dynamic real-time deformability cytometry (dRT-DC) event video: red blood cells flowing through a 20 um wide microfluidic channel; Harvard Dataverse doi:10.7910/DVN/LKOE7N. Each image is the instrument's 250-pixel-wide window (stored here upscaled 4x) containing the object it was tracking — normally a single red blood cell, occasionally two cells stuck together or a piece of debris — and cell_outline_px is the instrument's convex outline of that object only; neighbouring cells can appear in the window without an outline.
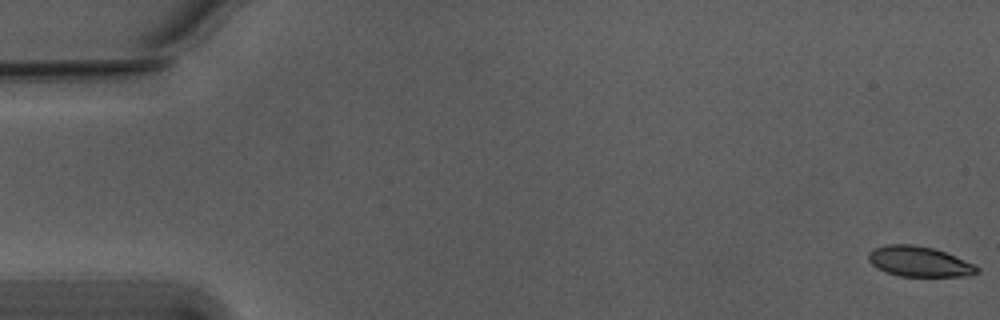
{"species": "Egyptian fruit bat (a non-hibernating species)", "species_latin": "Rousettus aegyptiacus", "temperature_condition": "warm", "stored_images_in_passage": 48, "camera_frame_rate_fps": 3000, "um_per_image_px": 0.085, "animal": {"sex": "male"}, "frame": {"image": 1, "passage_image": 1, "time_ms": 0.0, "image_size_px": [1000, 320], "cell_outline_px": [[980, 272], [972, 276], [900, 276], [876, 268], [868, 260], [868, 252], [884, 244], [912, 244], [932, 248], [956, 256], [980, 268]], "centroid_in_image_um": [78.14, 22.23], "position_along_channel_um": 6.9, "area_um2": 19.13}}
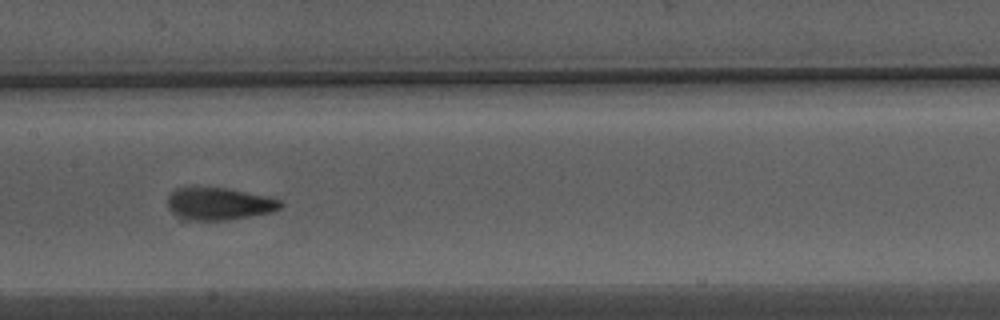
{"frame": {"image": 2, "passage_image": 28, "time_ms": 9.0, "image_size_px": [1000, 320], "cell_outline_px": [[284, 204], [280, 208], [272, 212], [224, 220], [192, 220], [176, 216], [168, 208], [168, 196], [176, 188], [228, 188], [272, 196], [280, 200]], "centroid_in_image_um": [18.66, 17.31], "position_along_channel_um": 188.7, "area_um2": 21.27}}
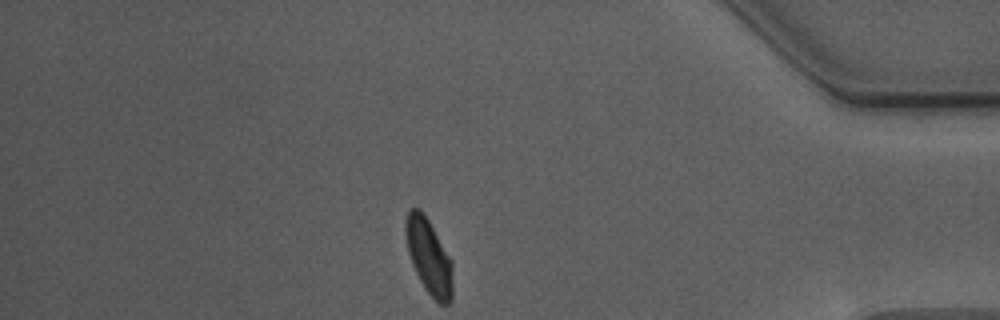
{"frame": {"image": 3, "passage_image": 48, "time_ms": 15.667, "image_size_px": [1000, 320], "cell_outline_px": [[452, 300], [448, 304], [440, 304], [424, 288], [412, 264], [408, 252], [404, 228], [404, 220], [408, 208], [420, 208], [424, 212], [452, 260]], "centroid_in_image_um": [36.44, 21.76], "position_along_channel_um": 398.8, "area_um2": 20.81}, "authors_computed_cell_mechanics": {"area_um2": 20.6635, "velocity_mm_per_s": 3.737, "shape_relaxation_time_tau1_ms": 3.8682, "shape_relaxation_time_tau2_ms": 0.8689, "deformation_change_tau1": 0.1358, "deformation_change_tau2": 0.0536}}